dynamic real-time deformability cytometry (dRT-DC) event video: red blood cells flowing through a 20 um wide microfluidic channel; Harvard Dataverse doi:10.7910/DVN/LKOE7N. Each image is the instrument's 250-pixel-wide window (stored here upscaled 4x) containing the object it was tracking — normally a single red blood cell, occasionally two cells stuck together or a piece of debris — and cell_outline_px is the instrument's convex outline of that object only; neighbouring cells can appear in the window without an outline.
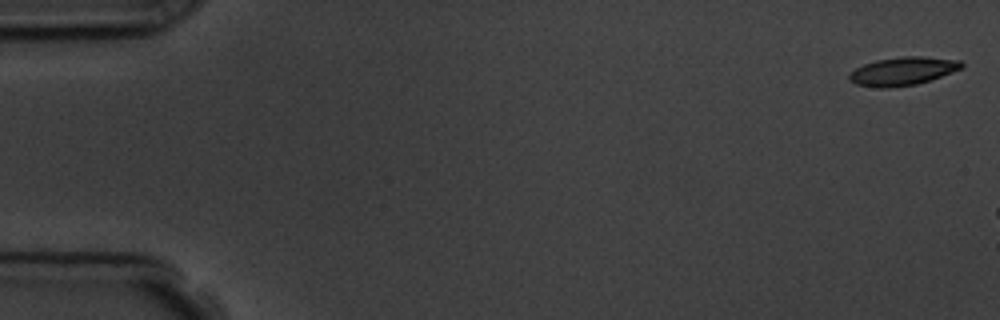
{"species": "common noctule bat (a hibernating species)", "species_latin": "Nyctalus noctula", "temperature_condition": "room temperature", "stored_images_in_passage": 3, "camera_frame_rate_fps": 3000, "um_per_image_px": 0.085, "animal": {"sex": "male", "body_mass_g": 19.5, "forearm_length_mm": 54.6}, "frame": {"image": 1, "passage_image": 1, "time_ms": 0.0, "image_size_px": [1000, 320], "cell_outline_px": [[964, 68], [916, 84], [888, 88], [880, 88], [856, 84], [848, 80], [848, 76], [856, 68], [864, 64], [876, 60], [904, 56], [924, 56], [960, 60], [964, 64]], "centroid_in_image_um": [76.74, 6.04], "position_along_channel_um": 8.3, "area_um2": 18.44}}